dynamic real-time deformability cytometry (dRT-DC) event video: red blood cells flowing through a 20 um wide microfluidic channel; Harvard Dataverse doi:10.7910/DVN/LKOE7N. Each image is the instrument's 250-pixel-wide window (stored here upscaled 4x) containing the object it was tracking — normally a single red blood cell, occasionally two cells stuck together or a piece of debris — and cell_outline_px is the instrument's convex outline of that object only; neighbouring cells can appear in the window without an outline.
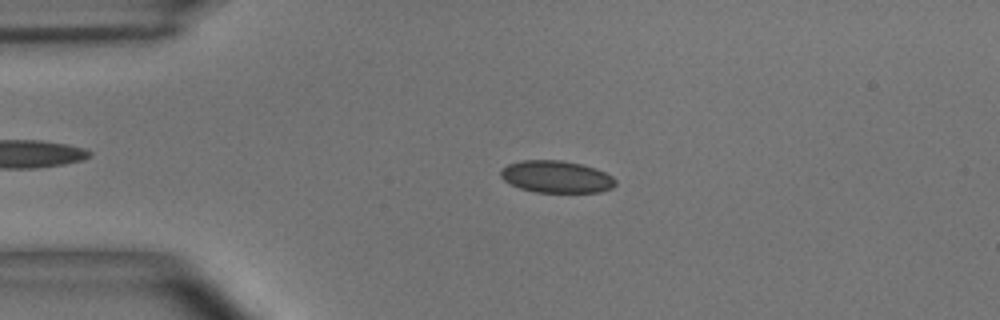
{"species": "common noctule bat (a hibernating species)", "species_latin": "Nyctalus noctula", "temperature_condition": "room temperature", "stored_images_in_passage": 53, "camera_frame_rate_fps": 3000, "um_per_image_px": 0.085, "animal": {"sex": "male", "body_mass_g": 15.6}, "frame": {"image": 1, "passage_image": 11, "time_ms": 3.333, "image_size_px": [1000, 320], "cell_outline_px": [[616, 184], [612, 188], [600, 192], [536, 192], [520, 188], [504, 180], [500, 176], [500, 172], [508, 164], [520, 160], [560, 160], [580, 164], [596, 168], [612, 176], [616, 180]], "centroid_in_image_um": [47.31, 15.02], "position_along_channel_um": 37.7, "area_um2": 21.39}}
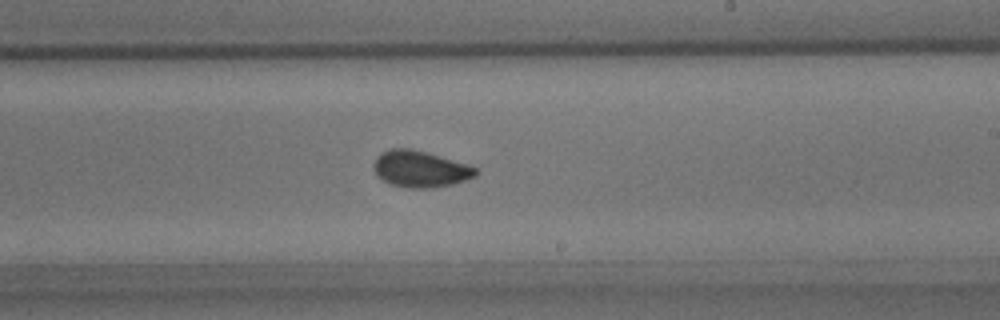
{"frame": {"image": 2, "passage_image": 31, "time_ms": 10.0, "image_size_px": [1000, 320], "cell_outline_px": [[480, 172], [476, 176], [452, 184], [432, 188], [408, 188], [388, 184], [376, 172], [372, 164], [376, 156], [380, 152], [392, 148], [412, 148], [468, 164], [476, 168]], "centroid_in_image_um": [35.72, 14.36], "position_along_channel_um": 253.3, "area_um2": 21.79}}
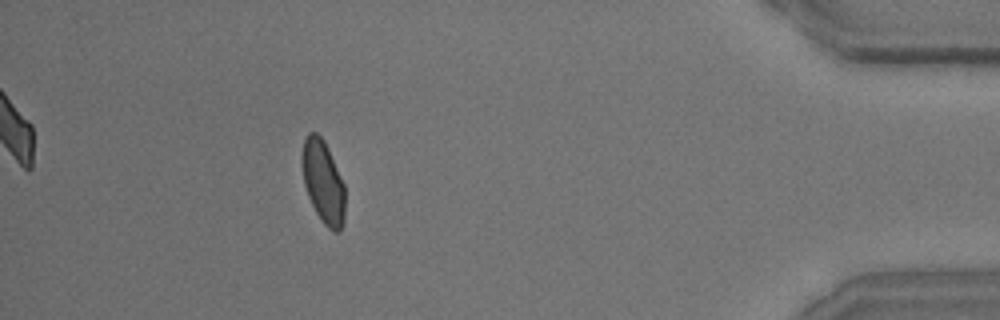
{"frame": {"image": 3, "passage_image": 48, "time_ms": 15.667, "image_size_px": [1000, 320], "cell_outline_px": [[344, 224], [336, 232], [332, 232], [324, 224], [316, 212], [308, 196], [304, 184], [300, 160], [300, 156], [304, 140], [308, 132], [316, 132], [324, 140], [328, 148], [344, 184]], "centroid_in_image_um": [27.44, 15.43], "position_along_channel_um": 407.8, "area_um2": 20.87}, "authors_computed_cell_mechanics": {"area_um2": 21.2704, "velocity_mm_per_s": 3.6646, "shape_relaxation_time_tau1_ms": 4.6528, "shape_relaxation_time_tau2_ms": 0.6947, "deformation_change_tau1": 0.0826, "deformation_change_tau2": 0.0451}}